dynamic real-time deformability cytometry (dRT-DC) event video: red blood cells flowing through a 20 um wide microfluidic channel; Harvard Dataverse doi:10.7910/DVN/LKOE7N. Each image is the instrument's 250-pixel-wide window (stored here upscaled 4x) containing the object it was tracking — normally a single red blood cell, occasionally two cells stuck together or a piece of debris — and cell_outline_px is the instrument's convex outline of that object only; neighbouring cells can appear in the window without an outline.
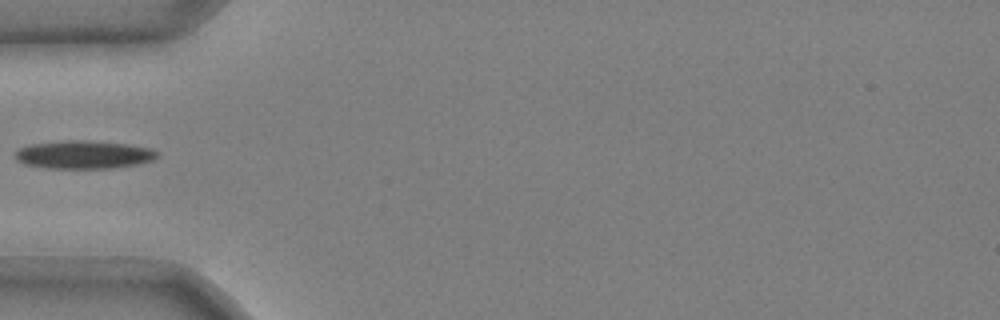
{"species": "common noctule bat (a hibernating species)", "species_latin": "Nyctalus noctula", "temperature_condition": "cold", "stored_images_in_passage": 35, "camera_frame_rate_fps": 3000, "um_per_image_px": 0.085, "animal": {"sex": "male", "body_mass_g": 20.4}, "frame": {"image": 1, "passage_image": 1, "time_ms": 0.0, "image_size_px": [1000, 320], "cell_outline_px": [[160, 156], [152, 160], [136, 164], [112, 168], [44, 168], [24, 164], [16, 160], [16, 152], [20, 148], [28, 144], [64, 140], [88, 140], [128, 144], [152, 148], [160, 152]], "centroid_in_image_um": [7.14, 13.13], "position_along_channel_um": 77.9, "area_um2": 23.52}}
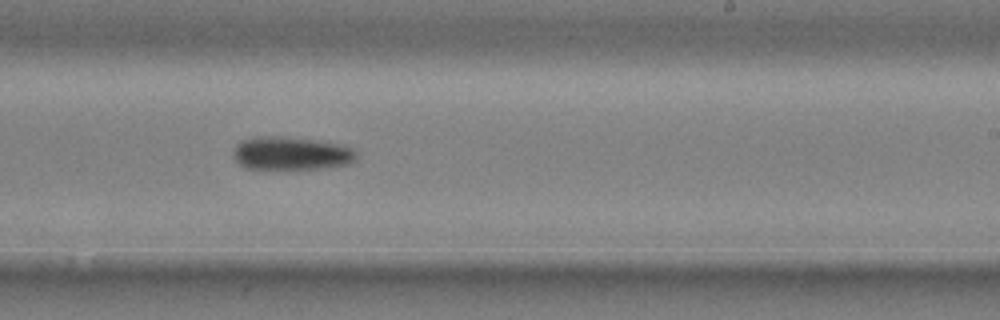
{"frame": {"image": 2, "passage_image": 16, "time_ms": 5.0, "image_size_px": [1000, 320], "cell_outline_px": [[356, 160], [352, 164], [324, 168], [288, 172], [244, 168], [236, 160], [232, 152], [236, 144], [240, 140], [256, 136], [276, 136], [312, 140], [340, 144], [352, 148], [356, 152]], "centroid_in_image_um": [24.72, 13.09], "position_along_channel_um": 264.3, "area_um2": 24.91}}
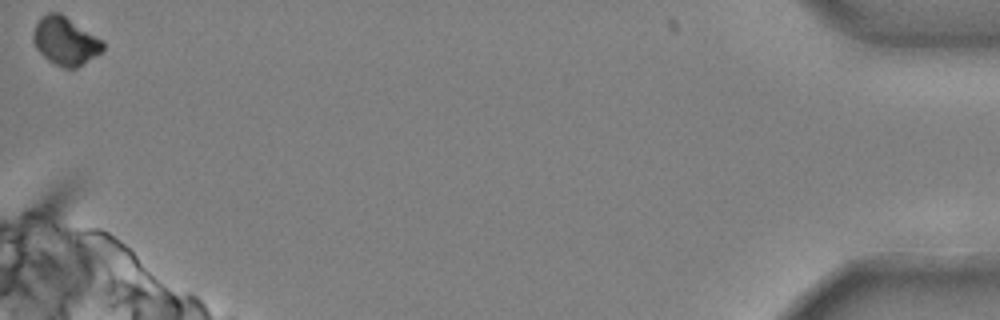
{"frame": {"image": 3, "passage_image": 35, "time_ms": 11.333, "image_size_px": [1000, 320], "cell_outline_px": [[104, 48], [96, 56], [76, 68], [64, 68], [48, 60], [36, 48], [32, 40], [32, 32], [40, 16], [48, 12], [60, 12], [104, 40]], "centroid_in_image_um": [5.54, 3.46], "position_along_channel_um": 429.7, "area_um2": 19.71}}